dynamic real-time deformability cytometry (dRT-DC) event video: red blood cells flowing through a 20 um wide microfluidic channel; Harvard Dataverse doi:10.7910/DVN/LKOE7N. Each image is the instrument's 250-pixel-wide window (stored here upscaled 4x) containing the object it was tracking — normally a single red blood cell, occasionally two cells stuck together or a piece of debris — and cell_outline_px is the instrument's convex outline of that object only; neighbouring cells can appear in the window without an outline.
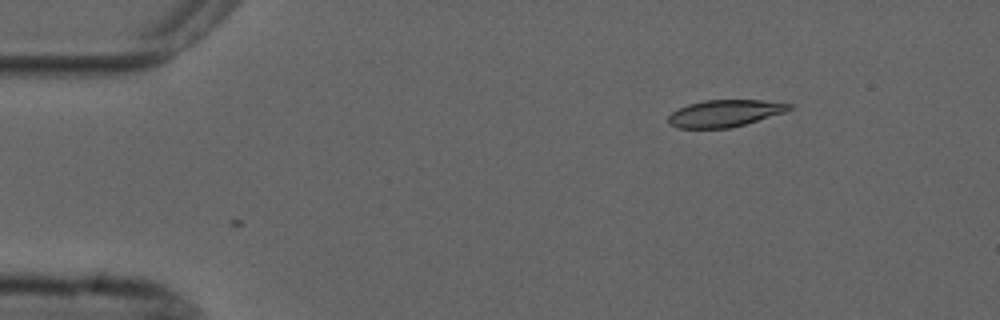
{"species": "common noctule bat (a hibernating species)", "species_latin": "Nyctalus noctula", "temperature_condition": "cold", "stored_images_in_passage": 3, "camera_frame_rate_fps": 3000, "um_per_image_px": 0.085, "animal": {"sex": "male", "forearm_length_mm": 52.5}, "frame": {"image": 1, "passage_image": 3, "time_ms": 2.333, "image_size_px": [1000, 320], "cell_outline_px": [[792, 108], [784, 112], [744, 124], [728, 128], [676, 128], [668, 124], [668, 116], [672, 112], [688, 104], [704, 100], [760, 100], [792, 104]], "centroid_in_image_um": [61.56, 9.63], "position_along_channel_um": 23.4, "area_um2": 18.79}}